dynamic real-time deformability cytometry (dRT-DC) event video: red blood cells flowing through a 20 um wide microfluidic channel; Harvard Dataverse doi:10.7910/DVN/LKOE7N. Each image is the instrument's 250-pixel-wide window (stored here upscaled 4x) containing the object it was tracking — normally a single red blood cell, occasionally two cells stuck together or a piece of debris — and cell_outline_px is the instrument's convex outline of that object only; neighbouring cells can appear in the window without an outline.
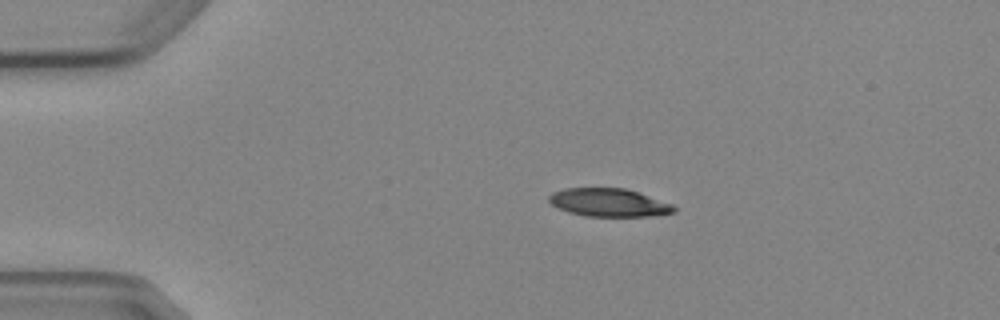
{"species": "Egyptian fruit bat (a non-hibernating species)", "species_latin": "Rousettus aegyptiacus", "temperature_condition": "cold", "stored_images_in_passage": 4, "camera_frame_rate_fps": 3000, "um_per_image_px": 0.085, "animal": {"sex": "female"}, "frame": {"image": 1, "passage_image": 2, "time_ms": 2.0, "image_size_px": [1000, 320], "cell_outline_px": [[676, 212], [652, 216], [584, 216], [568, 212], [552, 204], [548, 200], [548, 196], [552, 192], [564, 188], [624, 188], [672, 204], [676, 208]], "centroid_in_image_um": [51.73, 17.22], "position_along_channel_um": 33.3, "area_um2": 20.35}}
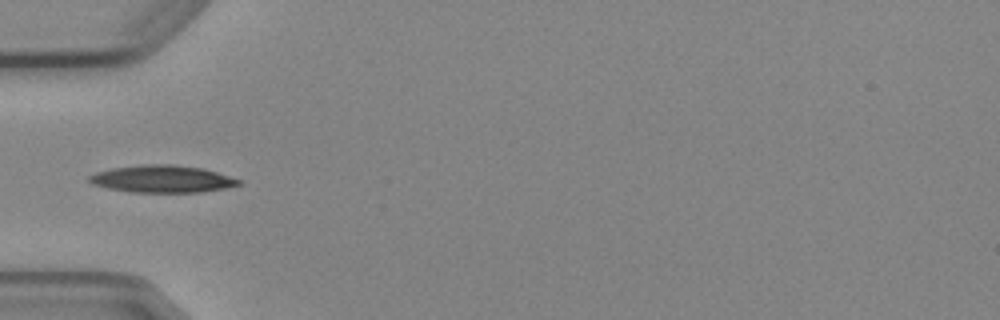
{"frame": {"image": 2, "passage_image": 4, "time_ms": 4.333, "image_size_px": [1000, 320], "cell_outline_px": [[240, 184], [224, 188], [200, 192], [132, 192], [108, 188], [92, 184], [88, 180], [88, 176], [96, 172], [112, 168], [140, 164], [176, 164], [204, 168], [240, 180]], "centroid_in_image_um": [13.75, 15.2], "position_along_channel_um": 71.3, "area_um2": 23.7}}